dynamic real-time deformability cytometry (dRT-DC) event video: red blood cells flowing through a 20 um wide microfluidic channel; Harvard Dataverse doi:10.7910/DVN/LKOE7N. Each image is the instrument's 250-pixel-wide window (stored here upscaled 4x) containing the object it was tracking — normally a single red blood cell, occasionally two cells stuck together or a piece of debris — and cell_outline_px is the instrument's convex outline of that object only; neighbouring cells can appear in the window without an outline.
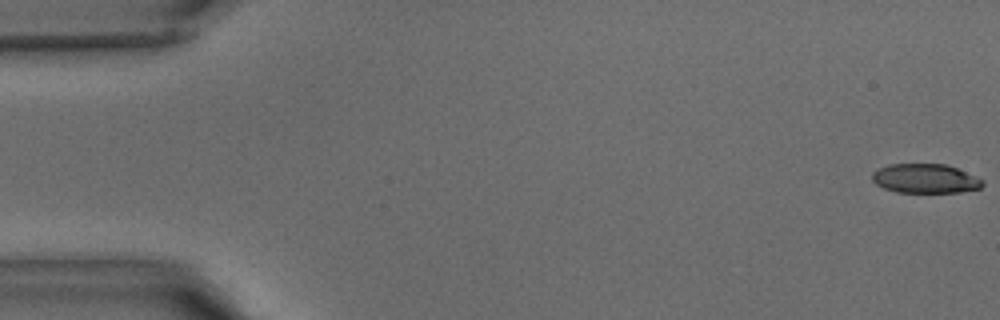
{"species": "common noctule bat (a hibernating species)", "species_latin": "Nyctalus noctula", "temperature_condition": "warm", "stored_images_in_passage": 40, "camera_frame_rate_fps": 3000, "um_per_image_px": 0.085, "animal": {"sex": "male", "body_mass_g": 15.6}, "frame": {"image": 1, "passage_image": 1, "time_ms": 0.0, "image_size_px": [1000, 320], "cell_outline_px": [[984, 184], [980, 188], [960, 192], [896, 192], [884, 188], [876, 184], [872, 180], [872, 172], [876, 168], [888, 164], [944, 164], [956, 168], [984, 180]], "centroid_in_image_um": [78.61, 15.17], "position_along_channel_um": 6.4, "area_um2": 18.84}}
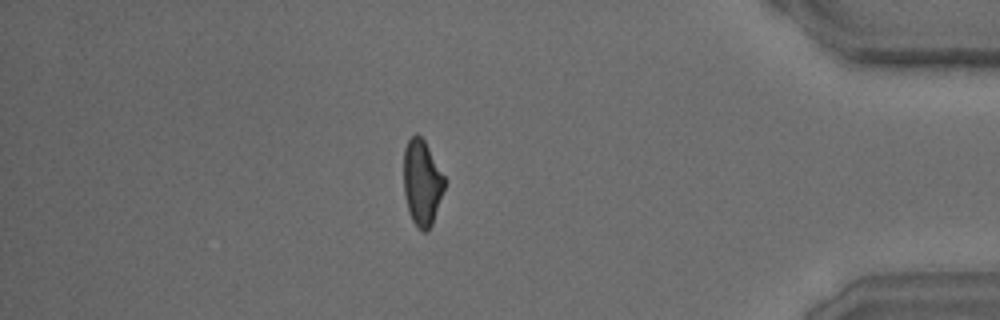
{"frame": {"image": 2, "passage_image": 36, "time_ms": 11.667, "image_size_px": [1000, 320], "cell_outline_px": [[444, 188], [432, 224], [424, 232], [412, 220], [408, 212], [404, 192], [404, 148], [408, 140], [416, 132], [424, 140], [444, 176]], "centroid_in_image_um": [35.85, 15.49], "position_along_channel_um": 399.4, "area_um2": 20.0}}